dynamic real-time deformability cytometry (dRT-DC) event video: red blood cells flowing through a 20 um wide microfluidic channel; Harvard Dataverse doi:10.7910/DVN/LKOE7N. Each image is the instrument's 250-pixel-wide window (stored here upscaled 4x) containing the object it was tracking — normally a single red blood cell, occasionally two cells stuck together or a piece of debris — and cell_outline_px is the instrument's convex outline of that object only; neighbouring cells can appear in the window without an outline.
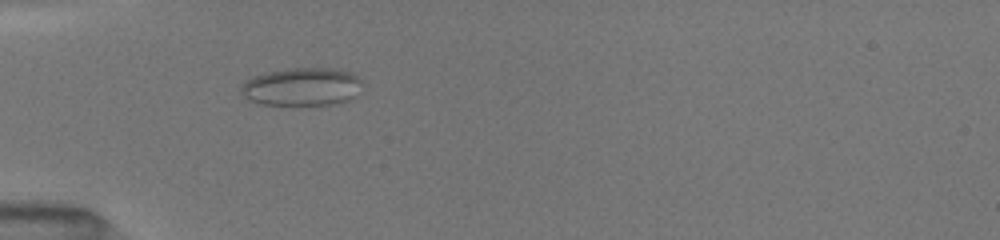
{"species": "common noctule bat (a hibernating species)", "species_latin": "Nyctalus noctula", "temperature_condition": "room temperature", "stored_images_in_passage": 42, "camera_frame_rate_fps": 3000, "um_per_image_px": 0.085, "animal": {"sex": "female", "body_mass_g": 19.5, "forearm_length_mm": 54.1}, "frame": {"image": 1, "passage_image": 10, "time_ms": 5.0, "image_size_px": [1000, 240], "cell_outline_px": [[360, 80], [352, 96], [348, 100], [332, 104], [260, 104], [248, 100], [240, 88], [252, 76], [268, 72], [292, 68], [340, 68], [356, 76]], "centroid_in_image_um": [25.61, 7.36], "position_along_channel_um": 59.4, "area_um2": 26.13}}
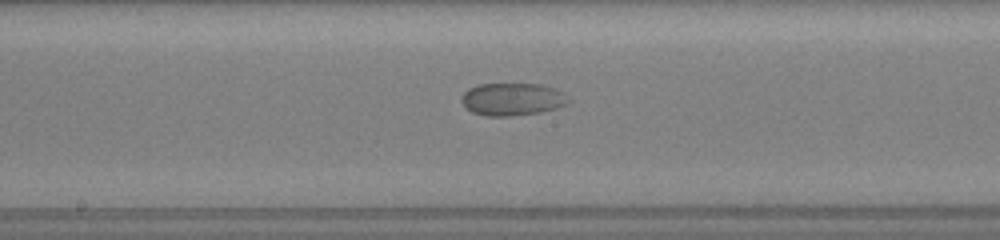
{"frame": {"image": 2, "passage_image": 21, "time_ms": 9.0, "image_size_px": [1000, 240], "cell_outline_px": [[572, 100], [568, 104], [556, 108], [540, 112], [512, 116], [484, 116], [472, 112], [460, 100], [464, 92], [468, 88], [480, 84], [540, 84], [556, 88], [564, 92]], "centroid_in_image_um": [43.59, 8.43], "position_along_channel_um": 204.6, "area_um2": 20.52}}
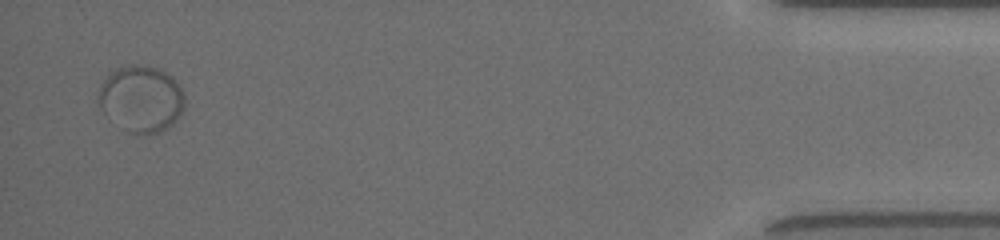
{"frame": {"image": 3, "passage_image": 42, "time_ms": 16.667, "image_size_px": [1000, 240], "cell_outline_px": [[184, 108], [172, 124], [160, 132], [148, 136], [132, 132], [100, 104], [100, 84], [116, 68], [156, 68], [164, 72], [184, 92]], "centroid_in_image_um": [12.08, 8.43], "position_along_channel_um": 423.1, "area_um2": 31.21}}